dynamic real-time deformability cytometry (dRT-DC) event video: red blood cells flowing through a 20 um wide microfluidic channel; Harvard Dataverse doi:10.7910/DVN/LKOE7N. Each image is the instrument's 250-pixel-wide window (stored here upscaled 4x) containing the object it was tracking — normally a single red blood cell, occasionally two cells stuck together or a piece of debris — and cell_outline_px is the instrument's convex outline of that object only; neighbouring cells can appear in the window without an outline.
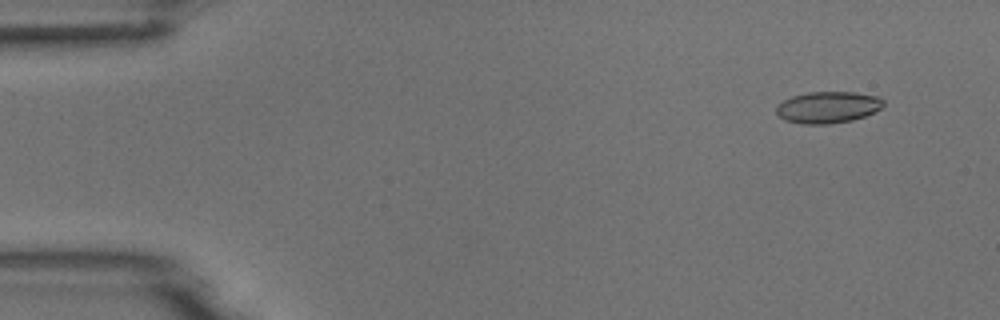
{"species": "common noctule bat (a hibernating species)", "species_latin": "Nyctalus noctula", "temperature_condition": "room temperature", "stored_images_in_passage": 5, "camera_frame_rate_fps": 3000, "um_per_image_px": 0.085, "animal": {"sex": "male", "body_mass_g": 18.8}, "frame": {"image": 1, "passage_image": 2, "time_ms": 1.0, "image_size_px": [1000, 320], "cell_outline_px": [[884, 104], [880, 108], [864, 116], [852, 120], [828, 124], [800, 124], [784, 120], [776, 112], [776, 108], [784, 100], [792, 96], [808, 92], [856, 92], [880, 96], [884, 100]], "centroid_in_image_um": [70.38, 9.11], "position_along_channel_um": 14.6, "area_um2": 19.71}}
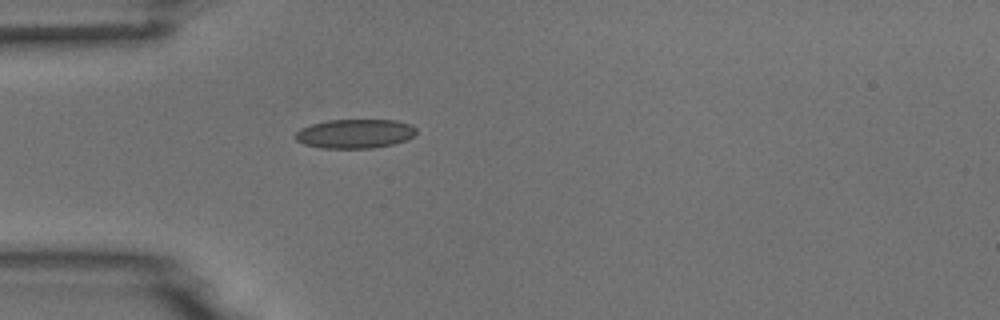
{"frame": {"image": 2, "passage_image": 5, "time_ms": 4.667, "image_size_px": [1000, 320], "cell_outline_px": [[416, 132], [408, 140], [392, 144], [372, 148], [320, 148], [304, 144], [296, 140], [296, 132], [300, 128], [312, 124], [328, 120], [396, 120], [412, 124], [416, 128]], "centroid_in_image_um": [30.19, 11.36], "position_along_channel_um": 54.8, "area_um2": 20.58}}